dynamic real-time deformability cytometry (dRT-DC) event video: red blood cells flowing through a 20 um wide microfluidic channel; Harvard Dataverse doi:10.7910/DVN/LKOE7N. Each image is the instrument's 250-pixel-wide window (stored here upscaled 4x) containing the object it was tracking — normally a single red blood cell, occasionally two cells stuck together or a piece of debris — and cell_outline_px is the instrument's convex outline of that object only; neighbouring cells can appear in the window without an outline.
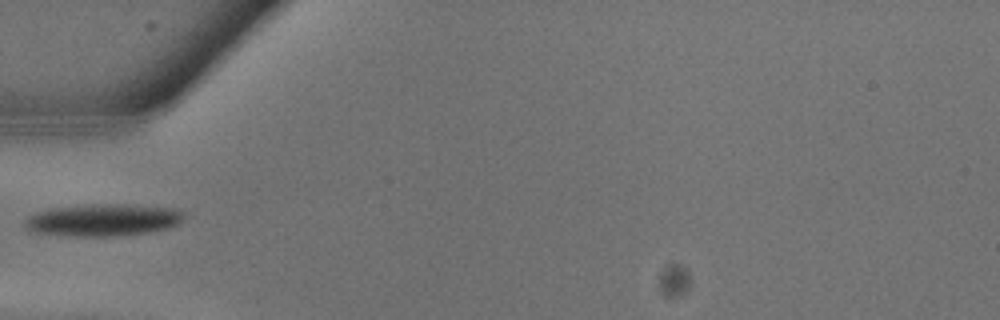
{"species": "common noctule bat (a hibernating species)", "species_latin": "Nyctalus noctula", "temperature_condition": "warm", "stored_images_in_passage": 5, "camera_frame_rate_fps": 3000, "um_per_image_px": 0.085, "animal": {"sex": "male", "body_mass_g": 13.3}, "frame": {"image": 1, "passage_image": 1, "time_ms": 0.0, "image_size_px": [1000, 320], "cell_outline_px": [[184, 216], [180, 224], [168, 228], [152, 232], [112, 236], [72, 236], [32, 232], [24, 228], [24, 220], [28, 216], [40, 212], [60, 208], [92, 204], [116, 204], [176, 208]], "centroid_in_image_um": [8.78, 18.72], "position_along_channel_um": 76.2, "area_um2": 29.54}}
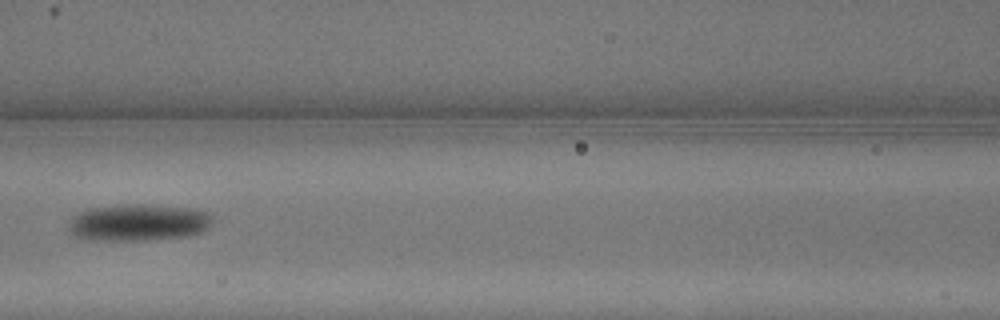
{"frame": {"image": 2, "passage_image": 4, "time_ms": 1.0, "image_size_px": [1000, 320], "cell_outline_px": [[212, 224], [204, 232], [188, 236], [148, 240], [92, 240], [72, 236], [72, 216], [88, 208], [124, 204], [152, 204], [188, 208], [208, 212], [212, 216]], "centroid_in_image_um": [11.82, 18.91], "position_along_channel_um": 154.8, "area_um2": 31.04}}